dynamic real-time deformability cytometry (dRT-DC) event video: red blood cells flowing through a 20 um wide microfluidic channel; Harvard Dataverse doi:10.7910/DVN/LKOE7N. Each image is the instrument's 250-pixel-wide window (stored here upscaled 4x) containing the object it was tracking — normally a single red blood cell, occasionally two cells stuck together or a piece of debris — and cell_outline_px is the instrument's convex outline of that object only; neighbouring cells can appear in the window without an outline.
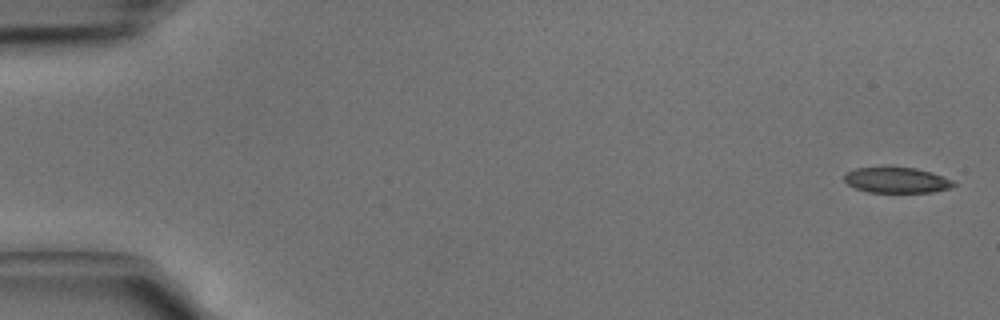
{"species": "common noctule bat (a hibernating species)", "species_latin": "Nyctalus noctula", "temperature_condition": "cold", "stored_images_in_passage": 43, "camera_frame_rate_fps": 3000, "um_per_image_px": 0.085, "animal": {"sex": "male", "body_mass_g": 15.6}, "frame": {"image": 1, "passage_image": 1, "time_ms": 0.0, "image_size_px": [1000, 320], "cell_outline_px": [[956, 184], [952, 188], [932, 192], [868, 192], [856, 188], [848, 184], [844, 180], [844, 176], [848, 172], [856, 168], [916, 168], [932, 172], [944, 176], [952, 180]], "centroid_in_image_um": [76.27, 15.32], "position_along_channel_um": 8.7, "area_um2": 16.13}}
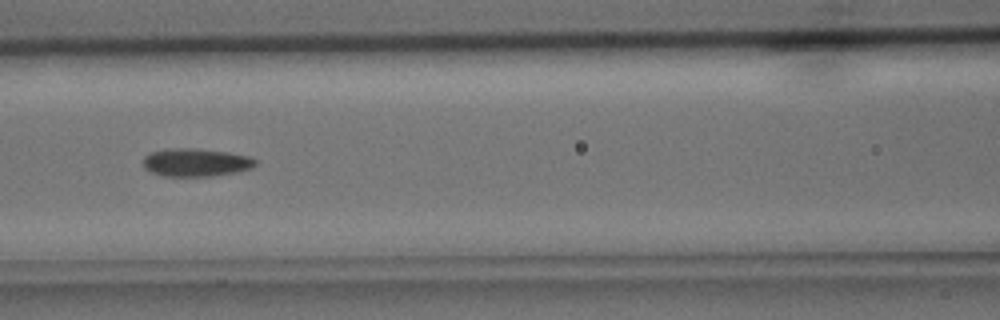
{"frame": {"image": 2, "passage_image": 19, "time_ms": 6.0, "image_size_px": [1000, 320], "cell_outline_px": [[256, 164], [252, 168], [236, 172], [212, 176], [164, 176], [152, 172], [144, 168], [144, 156], [152, 152], [164, 148], [196, 148], [228, 152], [248, 156], [256, 160]], "centroid_in_image_um": [16.64, 13.8], "position_along_channel_um": 150.0, "area_um2": 18.38}}
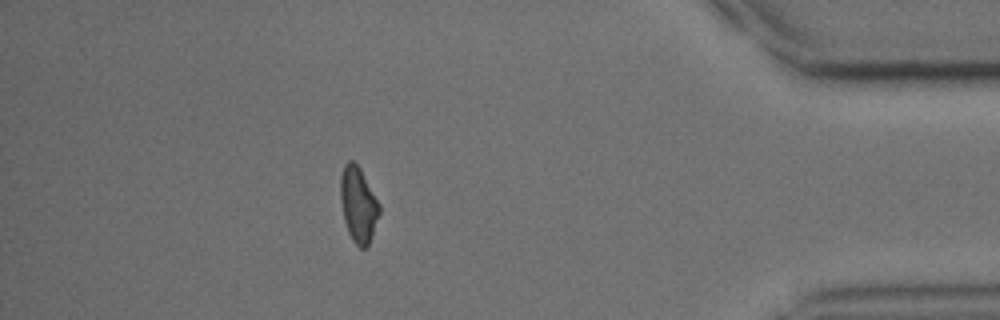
{"frame": {"image": 3, "passage_image": 38, "time_ms": 12.333, "image_size_px": [1000, 320], "cell_outline_px": [[380, 212], [368, 248], [360, 248], [352, 240], [348, 232], [344, 220], [340, 200], [340, 176], [344, 164], [348, 160], [352, 160], [360, 168], [380, 204]], "centroid_in_image_um": [30.45, 17.4], "position_along_channel_um": 404.8, "area_um2": 17.22}}